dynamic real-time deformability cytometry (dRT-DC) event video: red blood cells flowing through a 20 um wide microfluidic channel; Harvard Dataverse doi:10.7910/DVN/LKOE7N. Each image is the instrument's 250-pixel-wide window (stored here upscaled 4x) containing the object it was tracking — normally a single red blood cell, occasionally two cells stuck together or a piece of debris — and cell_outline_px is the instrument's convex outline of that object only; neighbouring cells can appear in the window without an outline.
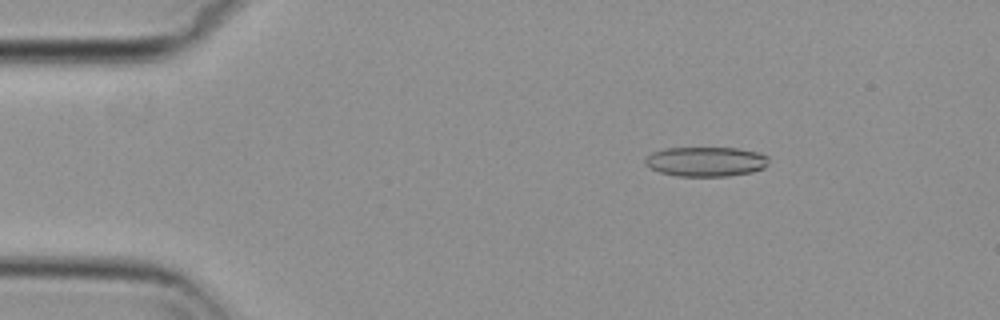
{"species": "common noctule bat (a hibernating species)", "species_latin": "Nyctalus noctula", "temperature_condition": "cold", "stored_images_in_passage": 56, "camera_frame_rate_fps": 3000, "um_per_image_px": 0.085, "animal": {"sex": "female", "body_mass_g": 29.2, "forearm_length_mm": 56.3}, "frame": {"image": 1, "passage_image": 9, "time_ms": 2.667, "image_size_px": [1000, 320], "cell_outline_px": [[768, 164], [764, 168], [752, 172], [728, 176], [676, 176], [660, 172], [648, 168], [644, 164], [644, 160], [652, 152], [664, 148], [736, 148], [756, 152], [768, 156]], "centroid_in_image_um": [59.97, 13.74], "position_along_channel_um": 25.0, "area_um2": 21.44}}
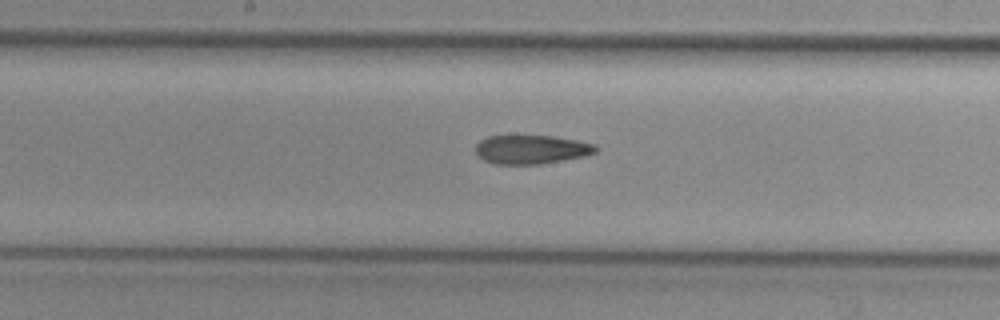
{"frame": {"image": 2, "passage_image": 29, "time_ms": 9.333, "image_size_px": [1000, 320], "cell_outline_px": [[596, 152], [584, 156], [540, 164], [496, 164], [484, 160], [476, 152], [476, 144], [480, 140], [488, 136], [552, 136], [576, 140], [596, 144]], "centroid_in_image_um": [45.16, 12.7], "position_along_channel_um": 203.0, "area_um2": 20.0}}
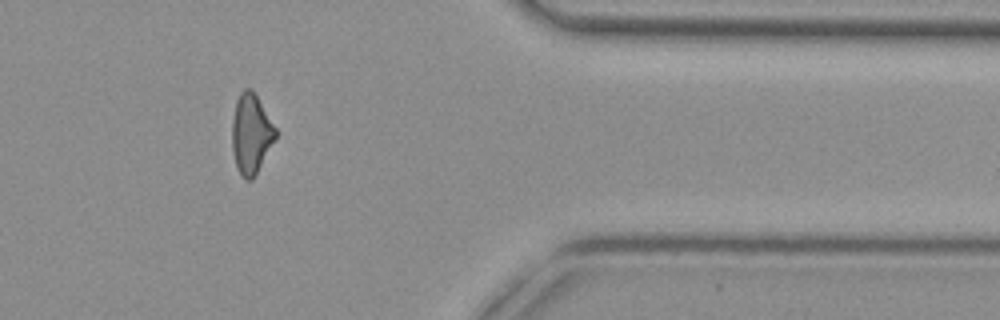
{"frame": {"image": 3, "passage_image": 46, "time_ms": 15.0, "image_size_px": [1000, 320], "cell_outline_px": [[276, 136], [252, 180], [244, 180], [240, 176], [236, 168], [232, 152], [232, 120], [236, 100], [240, 92], [244, 88], [252, 88], [276, 128]], "centroid_in_image_um": [21.3, 11.37], "position_along_channel_um": 390.1, "area_um2": 20.17}, "authors_computed_cell_mechanics": {"area_um2": 21.0103, "velocity_mm_per_s": 3.7058, "shape_relaxation_time_tau1_ms": null, "shape_relaxation_time_tau2_ms": 4.5556, "deformation_change_tau1": null, "deformation_change_tau2": 0.142}}